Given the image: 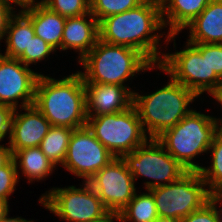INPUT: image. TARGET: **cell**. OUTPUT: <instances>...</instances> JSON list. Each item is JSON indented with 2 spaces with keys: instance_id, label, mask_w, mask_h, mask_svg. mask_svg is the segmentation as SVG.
<instances>
[{
  "instance_id": "cell-1",
  "label": "cell",
  "mask_w": 222,
  "mask_h": 222,
  "mask_svg": "<svg viewBox=\"0 0 222 222\" xmlns=\"http://www.w3.org/2000/svg\"><path fill=\"white\" fill-rule=\"evenodd\" d=\"M163 29L160 0H144L135 8L103 18L99 22V39L138 50L153 66H158L165 53L160 49L164 35L167 45L174 41L176 50L177 34L162 32Z\"/></svg>"
},
{
  "instance_id": "cell-2",
  "label": "cell",
  "mask_w": 222,
  "mask_h": 222,
  "mask_svg": "<svg viewBox=\"0 0 222 222\" xmlns=\"http://www.w3.org/2000/svg\"><path fill=\"white\" fill-rule=\"evenodd\" d=\"M34 105L52 126L78 129L86 126V92L79 71L55 79L40 74L35 88Z\"/></svg>"
},
{
  "instance_id": "cell-3",
  "label": "cell",
  "mask_w": 222,
  "mask_h": 222,
  "mask_svg": "<svg viewBox=\"0 0 222 222\" xmlns=\"http://www.w3.org/2000/svg\"><path fill=\"white\" fill-rule=\"evenodd\" d=\"M78 63L84 69L79 70L84 83L121 85L132 93L135 90L125 83L156 68L138 50L100 39Z\"/></svg>"
},
{
  "instance_id": "cell-4",
  "label": "cell",
  "mask_w": 222,
  "mask_h": 222,
  "mask_svg": "<svg viewBox=\"0 0 222 222\" xmlns=\"http://www.w3.org/2000/svg\"><path fill=\"white\" fill-rule=\"evenodd\" d=\"M162 88L145 95L134 91L135 107L143 130L149 138H157L165 130L175 126L191 110L190 105L198 96L171 77Z\"/></svg>"
},
{
  "instance_id": "cell-5",
  "label": "cell",
  "mask_w": 222,
  "mask_h": 222,
  "mask_svg": "<svg viewBox=\"0 0 222 222\" xmlns=\"http://www.w3.org/2000/svg\"><path fill=\"white\" fill-rule=\"evenodd\" d=\"M218 131L213 115H206L194 108L175 126L158 136L157 140L187 171H199L203 166L195 158L208 153Z\"/></svg>"
},
{
  "instance_id": "cell-6",
  "label": "cell",
  "mask_w": 222,
  "mask_h": 222,
  "mask_svg": "<svg viewBox=\"0 0 222 222\" xmlns=\"http://www.w3.org/2000/svg\"><path fill=\"white\" fill-rule=\"evenodd\" d=\"M180 51L164 53L156 69L193 91L198 97L209 94L222 79L211 72L208 64V44L189 43Z\"/></svg>"
},
{
  "instance_id": "cell-7",
  "label": "cell",
  "mask_w": 222,
  "mask_h": 222,
  "mask_svg": "<svg viewBox=\"0 0 222 222\" xmlns=\"http://www.w3.org/2000/svg\"><path fill=\"white\" fill-rule=\"evenodd\" d=\"M86 126L116 158L133 152L149 139L133 105L114 114L88 116Z\"/></svg>"
},
{
  "instance_id": "cell-8",
  "label": "cell",
  "mask_w": 222,
  "mask_h": 222,
  "mask_svg": "<svg viewBox=\"0 0 222 222\" xmlns=\"http://www.w3.org/2000/svg\"><path fill=\"white\" fill-rule=\"evenodd\" d=\"M199 171H187L178 180L150 189L159 217L182 220L212 198Z\"/></svg>"
},
{
  "instance_id": "cell-9",
  "label": "cell",
  "mask_w": 222,
  "mask_h": 222,
  "mask_svg": "<svg viewBox=\"0 0 222 222\" xmlns=\"http://www.w3.org/2000/svg\"><path fill=\"white\" fill-rule=\"evenodd\" d=\"M125 161L134 181L138 177L150 179L145 181L146 190L164 186L178 180L187 170L175 160L157 140L149 138L143 145L133 152L125 154Z\"/></svg>"
},
{
  "instance_id": "cell-10",
  "label": "cell",
  "mask_w": 222,
  "mask_h": 222,
  "mask_svg": "<svg viewBox=\"0 0 222 222\" xmlns=\"http://www.w3.org/2000/svg\"><path fill=\"white\" fill-rule=\"evenodd\" d=\"M38 202L67 222H89L108 211L89 183L83 181L80 187H52L39 197Z\"/></svg>"
},
{
  "instance_id": "cell-11",
  "label": "cell",
  "mask_w": 222,
  "mask_h": 222,
  "mask_svg": "<svg viewBox=\"0 0 222 222\" xmlns=\"http://www.w3.org/2000/svg\"><path fill=\"white\" fill-rule=\"evenodd\" d=\"M115 157L87 126L74 129L62 168L88 182Z\"/></svg>"
},
{
  "instance_id": "cell-12",
  "label": "cell",
  "mask_w": 222,
  "mask_h": 222,
  "mask_svg": "<svg viewBox=\"0 0 222 222\" xmlns=\"http://www.w3.org/2000/svg\"><path fill=\"white\" fill-rule=\"evenodd\" d=\"M108 211L120 213L133 199L136 183L122 158H114L89 181Z\"/></svg>"
},
{
  "instance_id": "cell-13",
  "label": "cell",
  "mask_w": 222,
  "mask_h": 222,
  "mask_svg": "<svg viewBox=\"0 0 222 222\" xmlns=\"http://www.w3.org/2000/svg\"><path fill=\"white\" fill-rule=\"evenodd\" d=\"M40 74L19 59L4 56L0 52V104L14 110L33 105Z\"/></svg>"
},
{
  "instance_id": "cell-14",
  "label": "cell",
  "mask_w": 222,
  "mask_h": 222,
  "mask_svg": "<svg viewBox=\"0 0 222 222\" xmlns=\"http://www.w3.org/2000/svg\"><path fill=\"white\" fill-rule=\"evenodd\" d=\"M51 126L34 104L15 109L8 142L13 154L17 150L39 146Z\"/></svg>"
},
{
  "instance_id": "cell-15",
  "label": "cell",
  "mask_w": 222,
  "mask_h": 222,
  "mask_svg": "<svg viewBox=\"0 0 222 222\" xmlns=\"http://www.w3.org/2000/svg\"><path fill=\"white\" fill-rule=\"evenodd\" d=\"M87 116L114 114L133 105V93L121 85L84 83Z\"/></svg>"
},
{
  "instance_id": "cell-16",
  "label": "cell",
  "mask_w": 222,
  "mask_h": 222,
  "mask_svg": "<svg viewBox=\"0 0 222 222\" xmlns=\"http://www.w3.org/2000/svg\"><path fill=\"white\" fill-rule=\"evenodd\" d=\"M99 40V22L89 12L78 17L66 18L61 51L74 50L79 62Z\"/></svg>"
},
{
  "instance_id": "cell-17",
  "label": "cell",
  "mask_w": 222,
  "mask_h": 222,
  "mask_svg": "<svg viewBox=\"0 0 222 222\" xmlns=\"http://www.w3.org/2000/svg\"><path fill=\"white\" fill-rule=\"evenodd\" d=\"M184 29L189 43L222 44V2L212 0Z\"/></svg>"
},
{
  "instance_id": "cell-18",
  "label": "cell",
  "mask_w": 222,
  "mask_h": 222,
  "mask_svg": "<svg viewBox=\"0 0 222 222\" xmlns=\"http://www.w3.org/2000/svg\"><path fill=\"white\" fill-rule=\"evenodd\" d=\"M212 0H160L162 21L168 34L184 30Z\"/></svg>"
},
{
  "instance_id": "cell-19",
  "label": "cell",
  "mask_w": 222,
  "mask_h": 222,
  "mask_svg": "<svg viewBox=\"0 0 222 222\" xmlns=\"http://www.w3.org/2000/svg\"><path fill=\"white\" fill-rule=\"evenodd\" d=\"M21 11L31 20L35 35L46 41L56 51H61L66 18L43 4Z\"/></svg>"
},
{
  "instance_id": "cell-20",
  "label": "cell",
  "mask_w": 222,
  "mask_h": 222,
  "mask_svg": "<svg viewBox=\"0 0 222 222\" xmlns=\"http://www.w3.org/2000/svg\"><path fill=\"white\" fill-rule=\"evenodd\" d=\"M13 158L16 163L18 178L21 177L19 172L21 170L22 176L28 179L29 184L35 181H44L57 169L43 154L39 146L17 150L13 154Z\"/></svg>"
},
{
  "instance_id": "cell-21",
  "label": "cell",
  "mask_w": 222,
  "mask_h": 222,
  "mask_svg": "<svg viewBox=\"0 0 222 222\" xmlns=\"http://www.w3.org/2000/svg\"><path fill=\"white\" fill-rule=\"evenodd\" d=\"M35 36L31 20L18 9L8 24L5 37L6 49L3 54L10 58H18L28 48L31 39Z\"/></svg>"
},
{
  "instance_id": "cell-22",
  "label": "cell",
  "mask_w": 222,
  "mask_h": 222,
  "mask_svg": "<svg viewBox=\"0 0 222 222\" xmlns=\"http://www.w3.org/2000/svg\"><path fill=\"white\" fill-rule=\"evenodd\" d=\"M72 128L65 126H51L42 139L39 148L54 166L63 164L68 144L73 133Z\"/></svg>"
},
{
  "instance_id": "cell-23",
  "label": "cell",
  "mask_w": 222,
  "mask_h": 222,
  "mask_svg": "<svg viewBox=\"0 0 222 222\" xmlns=\"http://www.w3.org/2000/svg\"><path fill=\"white\" fill-rule=\"evenodd\" d=\"M208 152L211 154V165L202 167L199 172L210 195L222 196V130L214 136Z\"/></svg>"
},
{
  "instance_id": "cell-24",
  "label": "cell",
  "mask_w": 222,
  "mask_h": 222,
  "mask_svg": "<svg viewBox=\"0 0 222 222\" xmlns=\"http://www.w3.org/2000/svg\"><path fill=\"white\" fill-rule=\"evenodd\" d=\"M120 222H154L159 217L154 198L149 190L136 191L133 199L119 213Z\"/></svg>"
},
{
  "instance_id": "cell-25",
  "label": "cell",
  "mask_w": 222,
  "mask_h": 222,
  "mask_svg": "<svg viewBox=\"0 0 222 222\" xmlns=\"http://www.w3.org/2000/svg\"><path fill=\"white\" fill-rule=\"evenodd\" d=\"M144 0H90V13L100 22L113 14L128 11Z\"/></svg>"
},
{
  "instance_id": "cell-26",
  "label": "cell",
  "mask_w": 222,
  "mask_h": 222,
  "mask_svg": "<svg viewBox=\"0 0 222 222\" xmlns=\"http://www.w3.org/2000/svg\"><path fill=\"white\" fill-rule=\"evenodd\" d=\"M43 5L65 18L78 17L90 12V0H44Z\"/></svg>"
},
{
  "instance_id": "cell-27",
  "label": "cell",
  "mask_w": 222,
  "mask_h": 222,
  "mask_svg": "<svg viewBox=\"0 0 222 222\" xmlns=\"http://www.w3.org/2000/svg\"><path fill=\"white\" fill-rule=\"evenodd\" d=\"M55 52L56 50L52 46L35 35L31 39L28 48H25L24 52L17 59H19L24 65L30 67L32 64L36 65L38 62L46 61L50 54Z\"/></svg>"
},
{
  "instance_id": "cell-28",
  "label": "cell",
  "mask_w": 222,
  "mask_h": 222,
  "mask_svg": "<svg viewBox=\"0 0 222 222\" xmlns=\"http://www.w3.org/2000/svg\"><path fill=\"white\" fill-rule=\"evenodd\" d=\"M17 168L14 158L4 167L0 168V199L10 201L8 198L15 192L18 182Z\"/></svg>"
},
{
  "instance_id": "cell-29",
  "label": "cell",
  "mask_w": 222,
  "mask_h": 222,
  "mask_svg": "<svg viewBox=\"0 0 222 222\" xmlns=\"http://www.w3.org/2000/svg\"><path fill=\"white\" fill-rule=\"evenodd\" d=\"M217 196H213L201 209L192 212L180 222H216Z\"/></svg>"
},
{
  "instance_id": "cell-30",
  "label": "cell",
  "mask_w": 222,
  "mask_h": 222,
  "mask_svg": "<svg viewBox=\"0 0 222 222\" xmlns=\"http://www.w3.org/2000/svg\"><path fill=\"white\" fill-rule=\"evenodd\" d=\"M15 9L16 8L12 6L8 0H0V42L2 40L5 41L4 38L6 37L10 19L17 12Z\"/></svg>"
},
{
  "instance_id": "cell-31",
  "label": "cell",
  "mask_w": 222,
  "mask_h": 222,
  "mask_svg": "<svg viewBox=\"0 0 222 222\" xmlns=\"http://www.w3.org/2000/svg\"><path fill=\"white\" fill-rule=\"evenodd\" d=\"M208 64L222 79V44H208Z\"/></svg>"
},
{
  "instance_id": "cell-32",
  "label": "cell",
  "mask_w": 222,
  "mask_h": 222,
  "mask_svg": "<svg viewBox=\"0 0 222 222\" xmlns=\"http://www.w3.org/2000/svg\"><path fill=\"white\" fill-rule=\"evenodd\" d=\"M13 113L12 107L0 104V143L5 137H8L9 141Z\"/></svg>"
},
{
  "instance_id": "cell-33",
  "label": "cell",
  "mask_w": 222,
  "mask_h": 222,
  "mask_svg": "<svg viewBox=\"0 0 222 222\" xmlns=\"http://www.w3.org/2000/svg\"><path fill=\"white\" fill-rule=\"evenodd\" d=\"M0 144V168L6 166L13 159V152L9 143Z\"/></svg>"
},
{
  "instance_id": "cell-34",
  "label": "cell",
  "mask_w": 222,
  "mask_h": 222,
  "mask_svg": "<svg viewBox=\"0 0 222 222\" xmlns=\"http://www.w3.org/2000/svg\"><path fill=\"white\" fill-rule=\"evenodd\" d=\"M209 96H212L215 101L221 105L222 108V83L219 84L215 89H213L209 94ZM213 119L216 121L219 130H222V118H217L216 116H213Z\"/></svg>"
},
{
  "instance_id": "cell-35",
  "label": "cell",
  "mask_w": 222,
  "mask_h": 222,
  "mask_svg": "<svg viewBox=\"0 0 222 222\" xmlns=\"http://www.w3.org/2000/svg\"><path fill=\"white\" fill-rule=\"evenodd\" d=\"M9 3L16 7H20V10H24L26 8H30L33 6H38L44 4V0H8ZM14 4V5H13Z\"/></svg>"
},
{
  "instance_id": "cell-36",
  "label": "cell",
  "mask_w": 222,
  "mask_h": 222,
  "mask_svg": "<svg viewBox=\"0 0 222 222\" xmlns=\"http://www.w3.org/2000/svg\"><path fill=\"white\" fill-rule=\"evenodd\" d=\"M120 222V215L115 211H107L104 215L99 218L93 219L89 222Z\"/></svg>"
},
{
  "instance_id": "cell-37",
  "label": "cell",
  "mask_w": 222,
  "mask_h": 222,
  "mask_svg": "<svg viewBox=\"0 0 222 222\" xmlns=\"http://www.w3.org/2000/svg\"><path fill=\"white\" fill-rule=\"evenodd\" d=\"M9 211L0 219V222H34L33 220H27L25 218H22L21 216L18 217H10Z\"/></svg>"
},
{
  "instance_id": "cell-38",
  "label": "cell",
  "mask_w": 222,
  "mask_h": 222,
  "mask_svg": "<svg viewBox=\"0 0 222 222\" xmlns=\"http://www.w3.org/2000/svg\"><path fill=\"white\" fill-rule=\"evenodd\" d=\"M9 208H10L9 204H8L6 201L0 199V219H1L8 211H10Z\"/></svg>"
},
{
  "instance_id": "cell-39",
  "label": "cell",
  "mask_w": 222,
  "mask_h": 222,
  "mask_svg": "<svg viewBox=\"0 0 222 222\" xmlns=\"http://www.w3.org/2000/svg\"><path fill=\"white\" fill-rule=\"evenodd\" d=\"M220 204V205H218ZM222 196H217V221L222 222ZM219 207V208H218Z\"/></svg>"
},
{
  "instance_id": "cell-40",
  "label": "cell",
  "mask_w": 222,
  "mask_h": 222,
  "mask_svg": "<svg viewBox=\"0 0 222 222\" xmlns=\"http://www.w3.org/2000/svg\"><path fill=\"white\" fill-rule=\"evenodd\" d=\"M154 222H180V220L175 218L158 217Z\"/></svg>"
}]
</instances>
